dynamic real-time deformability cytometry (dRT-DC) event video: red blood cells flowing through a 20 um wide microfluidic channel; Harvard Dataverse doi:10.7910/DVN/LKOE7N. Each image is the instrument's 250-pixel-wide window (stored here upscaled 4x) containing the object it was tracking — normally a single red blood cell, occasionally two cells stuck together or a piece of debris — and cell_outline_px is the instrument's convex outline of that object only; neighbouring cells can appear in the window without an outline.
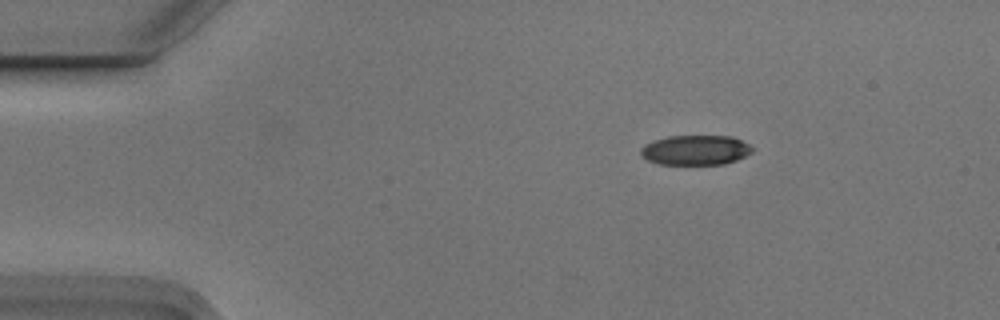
{"species": "Egyptian fruit bat (a non-hibernating species)", "species_latin": "Rousettus aegyptiacus", "temperature_condition": "cold", "stored_images_in_passage": 3, "camera_frame_rate_fps": 3000, "um_per_image_px": 0.085, "animal": {"sex": "male"}, "frame": {"image": 1, "passage_image": 1, "time_ms": 0.0, "image_size_px": [1000, 320], "cell_outline_px": [[756, 148], [752, 152], [736, 160], [724, 164], [660, 164], [648, 160], [640, 152], [640, 148], [644, 144], [668, 136], [732, 136]], "centroid_in_image_um": [59.14, 12.75], "position_along_channel_um": 25.9, "area_um2": 19.31}}